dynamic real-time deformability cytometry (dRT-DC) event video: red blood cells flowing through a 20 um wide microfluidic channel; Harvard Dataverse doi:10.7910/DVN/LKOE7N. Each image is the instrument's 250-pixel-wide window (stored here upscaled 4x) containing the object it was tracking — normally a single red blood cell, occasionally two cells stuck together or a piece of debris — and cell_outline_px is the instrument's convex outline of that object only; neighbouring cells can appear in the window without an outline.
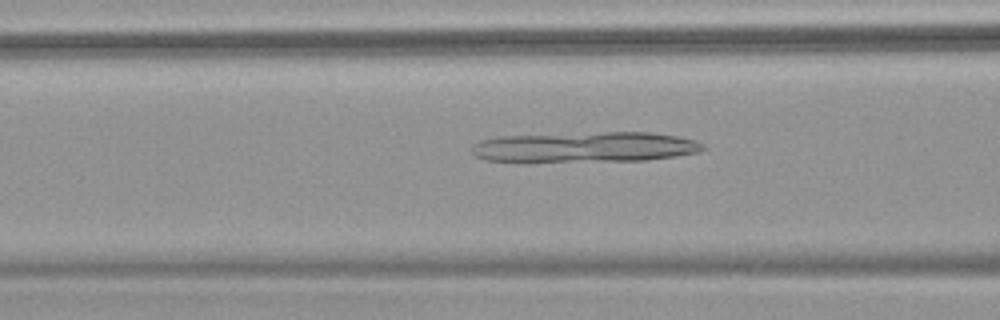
{"species": "common noctule bat (a hibernating species)", "species_latin": "Nyctalus noctula", "temperature_condition": "warm", "stored_images_in_passage": 53, "camera_frame_rate_fps": 3000, "um_per_image_px": 0.085, "animal": {"sex": "female", "body_mass_g": 18.4}, "frame": {"image": 1, "passage_image": 22, "time_ms": 7.0, "image_size_px": [1000, 320], "cell_outline_px": [[704, 148], [696, 152], [676, 156], [644, 160], [488, 160], [476, 156], [472, 152], [472, 144], [480, 140], [500, 136], [604, 132], [648, 132], [676, 136], [696, 140], [704, 144]], "centroid_in_image_um": [49.77, 12.47], "position_along_channel_um": 116.8, "area_um2": 39.88}}
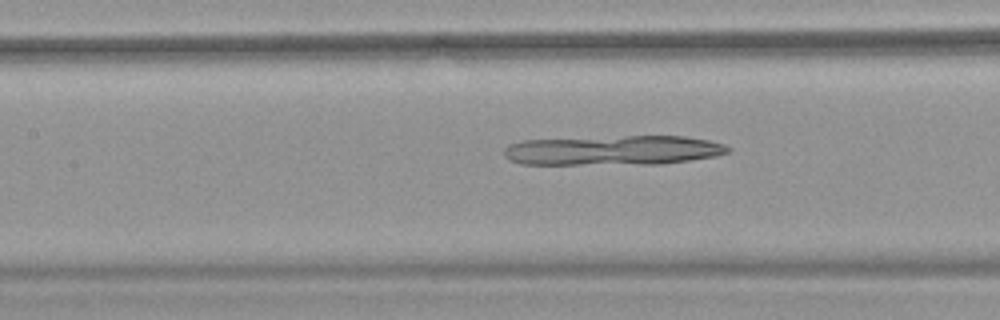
{"frame": {"image": 2, "passage_image": 25, "time_ms": 8.0, "image_size_px": [1000, 320], "cell_outline_px": [[732, 148], [728, 152], [716, 156], [660, 164], [520, 164], [504, 156], [504, 148], [508, 144], [524, 140], [624, 136], [684, 136], [708, 140], [724, 144]], "centroid_in_image_um": [52.13, 12.78], "position_along_channel_um": 155.3, "area_um2": 38.73}}
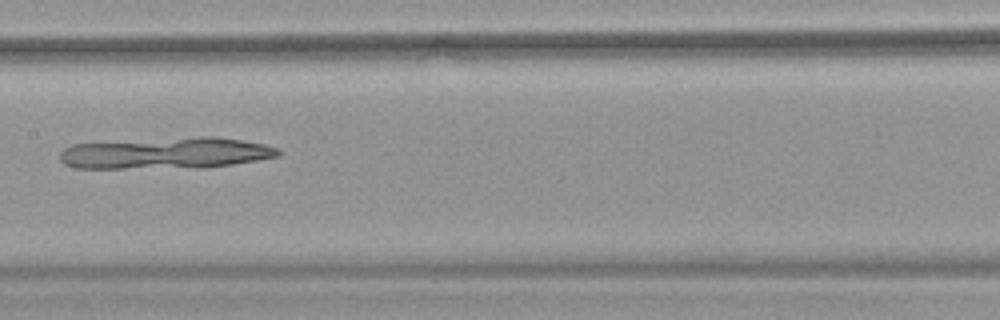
{"frame": {"image": 3, "passage_image": 28, "time_ms": 9.0, "image_size_px": [1000, 320], "cell_outline_px": [[280, 156], [232, 164], [200, 168], [76, 168], [64, 164], [60, 160], [60, 152], [64, 148], [72, 144], [200, 136], [216, 136], [264, 144], [276, 148], [280, 152]], "centroid_in_image_um": [14.09, 13.02], "position_along_channel_um": 193.3, "area_um2": 39.94}}